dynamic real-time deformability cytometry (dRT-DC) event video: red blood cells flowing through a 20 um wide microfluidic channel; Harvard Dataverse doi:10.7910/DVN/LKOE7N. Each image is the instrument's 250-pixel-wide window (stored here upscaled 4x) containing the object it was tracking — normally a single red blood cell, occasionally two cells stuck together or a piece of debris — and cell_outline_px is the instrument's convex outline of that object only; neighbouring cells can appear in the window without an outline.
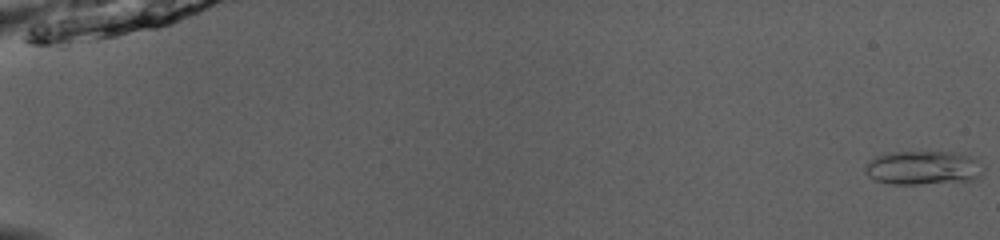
{"species": "common noctule bat (a hibernating species)", "species_latin": "Nyctalus noctula", "temperature_condition": "room temperature", "stored_images_in_passage": 51, "camera_frame_rate_fps": 3000, "um_per_image_px": 0.085, "animal": {"sex": "male", "body_mass_g": 13.0, "forearm_length_mm": 53.1}, "frame": {"image": 1, "passage_image": 1, "time_ms": 0.0, "image_size_px": [1000, 240], "cell_outline_px": [[980, 176], [972, 180], [920, 184], [892, 184], [876, 180], [868, 176], [864, 172], [864, 164], [876, 156], [888, 152], [964, 152], [972, 156], [976, 160], [980, 172]], "centroid_in_image_um": [78.39, 14.25], "position_along_channel_um": 6.6, "area_um2": 23.29}}
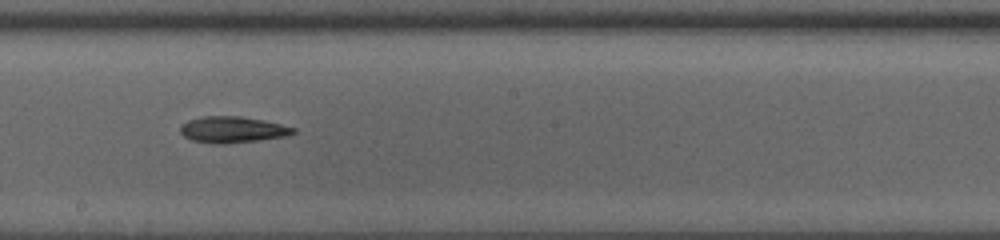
{"frame": {"image": 2, "passage_image": 31, "time_ms": 10.0, "image_size_px": [1000, 240], "cell_outline_px": [[296, 132], [284, 136], [256, 140], [224, 144], [216, 144], [192, 140], [184, 136], [180, 132], [180, 124], [188, 120], [200, 116], [240, 116], [264, 120], [296, 128]], "centroid_in_image_um": [19.71, 11.0], "position_along_channel_um": 228.5, "area_um2": 17.22}}
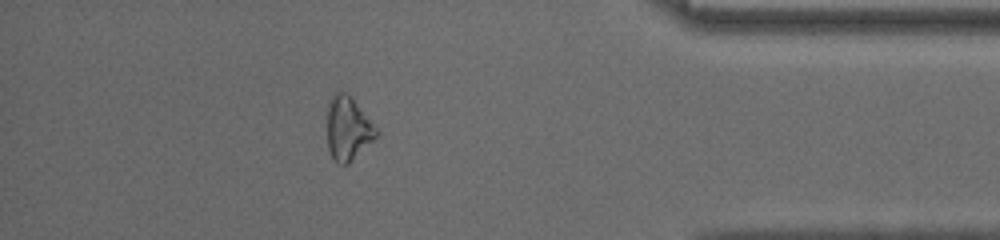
{"frame": {"image": 3, "passage_image": 46, "time_ms": 15.0, "image_size_px": [1000, 240], "cell_outline_px": [[380, 132], [348, 164], [336, 164], [328, 152], [328, 100], [336, 92], [348, 92], [352, 96]], "centroid_in_image_um": [29.56, 10.9], "position_along_channel_um": 405.6, "area_um2": 18.26}}